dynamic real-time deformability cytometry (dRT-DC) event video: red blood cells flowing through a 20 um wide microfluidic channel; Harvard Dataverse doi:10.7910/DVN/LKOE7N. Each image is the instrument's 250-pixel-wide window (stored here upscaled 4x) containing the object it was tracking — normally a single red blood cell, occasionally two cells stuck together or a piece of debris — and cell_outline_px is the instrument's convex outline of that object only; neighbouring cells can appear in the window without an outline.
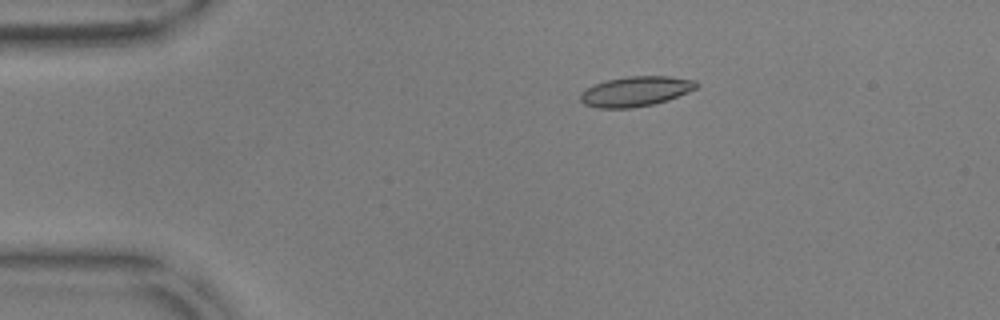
{"species": "common noctule bat (a hibernating species)", "species_latin": "Nyctalus noctula", "temperature_condition": "warm", "stored_images_in_passage": 39, "camera_frame_rate_fps": 3000, "um_per_image_px": 0.085, "animal": {"sex": "male", "body_mass_g": 17.9, "forearm_length_mm": 54.2}, "frame": {"image": 1, "passage_image": 2, "time_ms": 0.333, "image_size_px": [1000, 320], "cell_outline_px": [[700, 84], [696, 88], [688, 92], [668, 100], [652, 104], [632, 108], [600, 108], [584, 104], [580, 100], [580, 92], [604, 80], [628, 76], [672, 76], [696, 80]], "centroid_in_image_um": [54.05, 7.75], "position_along_channel_um": 30.9, "area_um2": 20.35}}
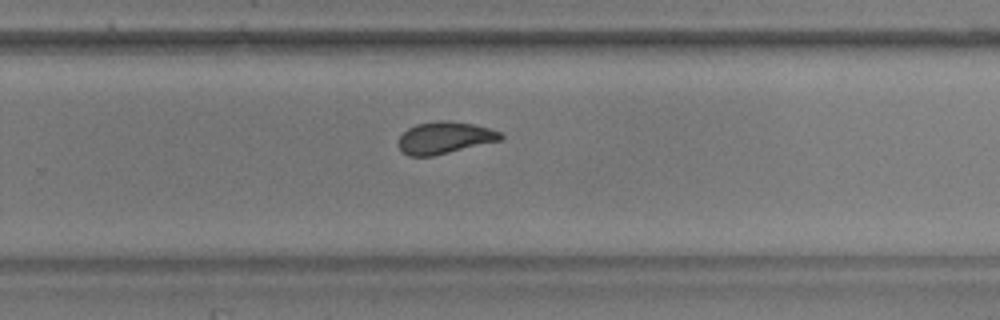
{"frame": {"image": 2, "passage_image": 28, "time_ms": 9.0, "image_size_px": [1000, 320], "cell_outline_px": [[504, 136], [500, 140], [432, 156], [408, 156], [400, 148], [400, 136], [408, 128], [416, 124], [436, 120], [452, 120], [472, 124], [488, 128], [500, 132]], "centroid_in_image_um": [37.79, 11.69], "position_along_channel_um": 292.0, "area_um2": 18.79}}
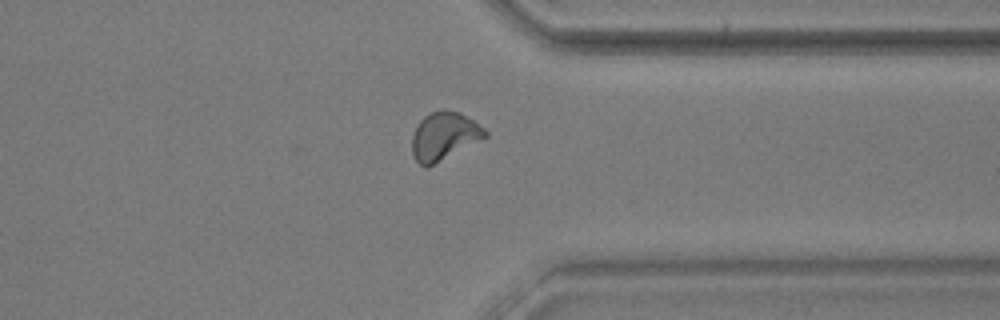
{"frame": {"image": 3, "passage_image": 35, "time_ms": 11.333, "image_size_px": [1000, 320], "cell_outline_px": [[488, 136], [432, 164], [420, 164], [416, 160], [412, 152], [412, 136], [420, 120], [424, 116], [440, 108], [444, 108], [460, 112], [484, 128], [488, 132]], "centroid_in_image_um": [37.75, 11.5], "position_along_channel_um": 373.6, "area_um2": 19.94}, "authors_computed_cell_mechanics": {"area_um2": 19.652, "velocity_mm_per_s": 3.6081, "shape_relaxation_time_tau1_ms": 9.8967, "shape_relaxation_time_tau2_ms": 1.5382, "deformation_change_tau1": 0.2202, "deformation_change_tau2": 0.0762}}